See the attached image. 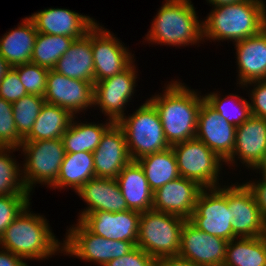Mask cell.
<instances>
[{"instance_id":"6da1fadb","label":"cell","mask_w":266,"mask_h":266,"mask_svg":"<svg viewBox=\"0 0 266 266\" xmlns=\"http://www.w3.org/2000/svg\"><path fill=\"white\" fill-rule=\"evenodd\" d=\"M165 88L164 94L148 100L158 111L166 140L173 146L196 137L198 112L205 99L177 81Z\"/></svg>"},{"instance_id":"7a4b0ae2","label":"cell","mask_w":266,"mask_h":266,"mask_svg":"<svg viewBox=\"0 0 266 266\" xmlns=\"http://www.w3.org/2000/svg\"><path fill=\"white\" fill-rule=\"evenodd\" d=\"M203 37L237 42L259 34L266 27V6L262 0L214 7L202 21Z\"/></svg>"},{"instance_id":"3957f363","label":"cell","mask_w":266,"mask_h":266,"mask_svg":"<svg viewBox=\"0 0 266 266\" xmlns=\"http://www.w3.org/2000/svg\"><path fill=\"white\" fill-rule=\"evenodd\" d=\"M29 205L5 229L0 238L2 249L26 260L47 259L57 251L62 252L63 243L53 235L47 219L31 213Z\"/></svg>"},{"instance_id":"277c9868","label":"cell","mask_w":266,"mask_h":266,"mask_svg":"<svg viewBox=\"0 0 266 266\" xmlns=\"http://www.w3.org/2000/svg\"><path fill=\"white\" fill-rule=\"evenodd\" d=\"M165 1L146 35L147 41L179 47L204 40L203 24L198 20L191 0Z\"/></svg>"},{"instance_id":"5b68a950","label":"cell","mask_w":266,"mask_h":266,"mask_svg":"<svg viewBox=\"0 0 266 266\" xmlns=\"http://www.w3.org/2000/svg\"><path fill=\"white\" fill-rule=\"evenodd\" d=\"M117 124L124 131L132 161L171 147L164 135L159 113L149 100Z\"/></svg>"},{"instance_id":"8992f818","label":"cell","mask_w":266,"mask_h":266,"mask_svg":"<svg viewBox=\"0 0 266 266\" xmlns=\"http://www.w3.org/2000/svg\"><path fill=\"white\" fill-rule=\"evenodd\" d=\"M186 220L154 209L142 212L136 246L155 259L178 256L181 230Z\"/></svg>"},{"instance_id":"52a82bcc","label":"cell","mask_w":266,"mask_h":266,"mask_svg":"<svg viewBox=\"0 0 266 266\" xmlns=\"http://www.w3.org/2000/svg\"><path fill=\"white\" fill-rule=\"evenodd\" d=\"M21 147L26 156L22 178L28 192L35 183L51 187L58 178L66 154L62 139L23 141Z\"/></svg>"},{"instance_id":"ba28073f","label":"cell","mask_w":266,"mask_h":266,"mask_svg":"<svg viewBox=\"0 0 266 266\" xmlns=\"http://www.w3.org/2000/svg\"><path fill=\"white\" fill-rule=\"evenodd\" d=\"M177 160L180 177L193 180L203 188L218 187L224 162L196 137L171 146Z\"/></svg>"},{"instance_id":"9c48e42d","label":"cell","mask_w":266,"mask_h":266,"mask_svg":"<svg viewBox=\"0 0 266 266\" xmlns=\"http://www.w3.org/2000/svg\"><path fill=\"white\" fill-rule=\"evenodd\" d=\"M62 251L85 261L104 266L110 260L122 257L136 245L130 241L111 240L90 232L79 220L69 228Z\"/></svg>"},{"instance_id":"30bf717a","label":"cell","mask_w":266,"mask_h":266,"mask_svg":"<svg viewBox=\"0 0 266 266\" xmlns=\"http://www.w3.org/2000/svg\"><path fill=\"white\" fill-rule=\"evenodd\" d=\"M188 220L207 234L227 241L237 238L231 226L233 215L228 209L225 185L224 188L221 186L206 188V190L203 188L197 198L195 210Z\"/></svg>"},{"instance_id":"8fae6325","label":"cell","mask_w":266,"mask_h":266,"mask_svg":"<svg viewBox=\"0 0 266 266\" xmlns=\"http://www.w3.org/2000/svg\"><path fill=\"white\" fill-rule=\"evenodd\" d=\"M96 23L91 28V47L94 61V83L120 74L134 61L119 39ZM133 56V57H132Z\"/></svg>"},{"instance_id":"7c38bea8","label":"cell","mask_w":266,"mask_h":266,"mask_svg":"<svg viewBox=\"0 0 266 266\" xmlns=\"http://www.w3.org/2000/svg\"><path fill=\"white\" fill-rule=\"evenodd\" d=\"M227 203L233 215V233L237 238L265 235L266 220L258 208L253 192L246 184L227 186Z\"/></svg>"},{"instance_id":"4fadbf2b","label":"cell","mask_w":266,"mask_h":266,"mask_svg":"<svg viewBox=\"0 0 266 266\" xmlns=\"http://www.w3.org/2000/svg\"><path fill=\"white\" fill-rule=\"evenodd\" d=\"M133 63L120 74L94 83V105H98L108 120L118 123L124 116L125 105L134 94L137 72Z\"/></svg>"},{"instance_id":"5bb4252c","label":"cell","mask_w":266,"mask_h":266,"mask_svg":"<svg viewBox=\"0 0 266 266\" xmlns=\"http://www.w3.org/2000/svg\"><path fill=\"white\" fill-rule=\"evenodd\" d=\"M228 241L195 227L188 219L181 230L179 257L197 266H223Z\"/></svg>"},{"instance_id":"9a60e30c","label":"cell","mask_w":266,"mask_h":266,"mask_svg":"<svg viewBox=\"0 0 266 266\" xmlns=\"http://www.w3.org/2000/svg\"><path fill=\"white\" fill-rule=\"evenodd\" d=\"M44 99L69 111L74 117L94 105V83L72 79L49 70Z\"/></svg>"},{"instance_id":"2e32d148","label":"cell","mask_w":266,"mask_h":266,"mask_svg":"<svg viewBox=\"0 0 266 266\" xmlns=\"http://www.w3.org/2000/svg\"><path fill=\"white\" fill-rule=\"evenodd\" d=\"M140 216L141 213L134 210L95 211L85 214L79 221L95 235L111 240L130 241L136 245Z\"/></svg>"},{"instance_id":"e0dca14e","label":"cell","mask_w":266,"mask_h":266,"mask_svg":"<svg viewBox=\"0 0 266 266\" xmlns=\"http://www.w3.org/2000/svg\"><path fill=\"white\" fill-rule=\"evenodd\" d=\"M235 137L236 126L229 124L204 100L198 112L196 138L225 161L232 154Z\"/></svg>"},{"instance_id":"ac0fdd59","label":"cell","mask_w":266,"mask_h":266,"mask_svg":"<svg viewBox=\"0 0 266 266\" xmlns=\"http://www.w3.org/2000/svg\"><path fill=\"white\" fill-rule=\"evenodd\" d=\"M95 177L116 179L132 159L129 155L123 129L113 123L102 135L93 151Z\"/></svg>"},{"instance_id":"d6986e66","label":"cell","mask_w":266,"mask_h":266,"mask_svg":"<svg viewBox=\"0 0 266 266\" xmlns=\"http://www.w3.org/2000/svg\"><path fill=\"white\" fill-rule=\"evenodd\" d=\"M202 189L197 182L179 177L154 192L152 209L189 219Z\"/></svg>"},{"instance_id":"ffe728a7","label":"cell","mask_w":266,"mask_h":266,"mask_svg":"<svg viewBox=\"0 0 266 266\" xmlns=\"http://www.w3.org/2000/svg\"><path fill=\"white\" fill-rule=\"evenodd\" d=\"M237 155L241 163L253 170L263 159L266 155V119L251 115L236 127L234 149L224 162L231 165Z\"/></svg>"},{"instance_id":"44dd1931","label":"cell","mask_w":266,"mask_h":266,"mask_svg":"<svg viewBox=\"0 0 266 266\" xmlns=\"http://www.w3.org/2000/svg\"><path fill=\"white\" fill-rule=\"evenodd\" d=\"M38 33L64 35L79 39L97 22L89 16L61 8H48L29 16Z\"/></svg>"},{"instance_id":"7402d4cb","label":"cell","mask_w":266,"mask_h":266,"mask_svg":"<svg viewBox=\"0 0 266 266\" xmlns=\"http://www.w3.org/2000/svg\"><path fill=\"white\" fill-rule=\"evenodd\" d=\"M76 193L88 204L77 220L95 211L123 212L129 210L118 181L113 178L94 177Z\"/></svg>"},{"instance_id":"603a6c76","label":"cell","mask_w":266,"mask_h":266,"mask_svg":"<svg viewBox=\"0 0 266 266\" xmlns=\"http://www.w3.org/2000/svg\"><path fill=\"white\" fill-rule=\"evenodd\" d=\"M238 80L247 82L266 79V27L257 35L235 42Z\"/></svg>"},{"instance_id":"cb8c5ba5","label":"cell","mask_w":266,"mask_h":266,"mask_svg":"<svg viewBox=\"0 0 266 266\" xmlns=\"http://www.w3.org/2000/svg\"><path fill=\"white\" fill-rule=\"evenodd\" d=\"M52 70L72 79L94 83L91 29L83 37L74 39L69 49L56 62Z\"/></svg>"},{"instance_id":"d4e9b609","label":"cell","mask_w":266,"mask_h":266,"mask_svg":"<svg viewBox=\"0 0 266 266\" xmlns=\"http://www.w3.org/2000/svg\"><path fill=\"white\" fill-rule=\"evenodd\" d=\"M116 180L129 210L142 213L152 209L154 192L150 189L144 170L137 161H131L126 165Z\"/></svg>"},{"instance_id":"484cf974","label":"cell","mask_w":266,"mask_h":266,"mask_svg":"<svg viewBox=\"0 0 266 266\" xmlns=\"http://www.w3.org/2000/svg\"><path fill=\"white\" fill-rule=\"evenodd\" d=\"M34 22L30 17L0 38V55L13 67L31 62L33 47L37 38Z\"/></svg>"},{"instance_id":"4316f807","label":"cell","mask_w":266,"mask_h":266,"mask_svg":"<svg viewBox=\"0 0 266 266\" xmlns=\"http://www.w3.org/2000/svg\"><path fill=\"white\" fill-rule=\"evenodd\" d=\"M95 177L94 159L91 152L66 153L60 166L58 178L51 188L71 187L75 193Z\"/></svg>"},{"instance_id":"83f0119b","label":"cell","mask_w":266,"mask_h":266,"mask_svg":"<svg viewBox=\"0 0 266 266\" xmlns=\"http://www.w3.org/2000/svg\"><path fill=\"white\" fill-rule=\"evenodd\" d=\"M73 115L60 106L45 102L24 141H39L62 138L69 128Z\"/></svg>"},{"instance_id":"f1b7e54d","label":"cell","mask_w":266,"mask_h":266,"mask_svg":"<svg viewBox=\"0 0 266 266\" xmlns=\"http://www.w3.org/2000/svg\"><path fill=\"white\" fill-rule=\"evenodd\" d=\"M143 168L150 189H157L180 177L175 153L172 147L136 160Z\"/></svg>"},{"instance_id":"f546056e","label":"cell","mask_w":266,"mask_h":266,"mask_svg":"<svg viewBox=\"0 0 266 266\" xmlns=\"http://www.w3.org/2000/svg\"><path fill=\"white\" fill-rule=\"evenodd\" d=\"M223 266H266L265 236L228 241Z\"/></svg>"},{"instance_id":"4dcf8cb0","label":"cell","mask_w":266,"mask_h":266,"mask_svg":"<svg viewBox=\"0 0 266 266\" xmlns=\"http://www.w3.org/2000/svg\"><path fill=\"white\" fill-rule=\"evenodd\" d=\"M74 117L69 128L62 135V141L66 153L91 152L98 147L104 132L113 124L108 121L105 124L77 123ZM73 122V123H72Z\"/></svg>"},{"instance_id":"1f68e13d","label":"cell","mask_w":266,"mask_h":266,"mask_svg":"<svg viewBox=\"0 0 266 266\" xmlns=\"http://www.w3.org/2000/svg\"><path fill=\"white\" fill-rule=\"evenodd\" d=\"M74 38L64 35L37 33L31 63L52 70L56 62L66 53Z\"/></svg>"},{"instance_id":"d6a6232c","label":"cell","mask_w":266,"mask_h":266,"mask_svg":"<svg viewBox=\"0 0 266 266\" xmlns=\"http://www.w3.org/2000/svg\"><path fill=\"white\" fill-rule=\"evenodd\" d=\"M204 99L229 124L236 127L242 125L251 116L250 102L236 94L221 98L218 93H210L205 95Z\"/></svg>"},{"instance_id":"836d02e7","label":"cell","mask_w":266,"mask_h":266,"mask_svg":"<svg viewBox=\"0 0 266 266\" xmlns=\"http://www.w3.org/2000/svg\"><path fill=\"white\" fill-rule=\"evenodd\" d=\"M15 149L19 150L0 147V196L30 194L24 185L22 173H20L22 169L9 154L12 152L11 150L15 151Z\"/></svg>"},{"instance_id":"e575fe53","label":"cell","mask_w":266,"mask_h":266,"mask_svg":"<svg viewBox=\"0 0 266 266\" xmlns=\"http://www.w3.org/2000/svg\"><path fill=\"white\" fill-rule=\"evenodd\" d=\"M43 96L27 94L12 103V112L18 134L24 139L32 130L43 105Z\"/></svg>"},{"instance_id":"d590c367","label":"cell","mask_w":266,"mask_h":266,"mask_svg":"<svg viewBox=\"0 0 266 266\" xmlns=\"http://www.w3.org/2000/svg\"><path fill=\"white\" fill-rule=\"evenodd\" d=\"M28 94L44 96L49 69L34 63L13 66Z\"/></svg>"},{"instance_id":"8d00e7d4","label":"cell","mask_w":266,"mask_h":266,"mask_svg":"<svg viewBox=\"0 0 266 266\" xmlns=\"http://www.w3.org/2000/svg\"><path fill=\"white\" fill-rule=\"evenodd\" d=\"M23 141L17 132L12 103L0 97V147L20 149Z\"/></svg>"},{"instance_id":"74e56055","label":"cell","mask_w":266,"mask_h":266,"mask_svg":"<svg viewBox=\"0 0 266 266\" xmlns=\"http://www.w3.org/2000/svg\"><path fill=\"white\" fill-rule=\"evenodd\" d=\"M30 194L0 196V238L5 229L30 204Z\"/></svg>"},{"instance_id":"f35d334b","label":"cell","mask_w":266,"mask_h":266,"mask_svg":"<svg viewBox=\"0 0 266 266\" xmlns=\"http://www.w3.org/2000/svg\"><path fill=\"white\" fill-rule=\"evenodd\" d=\"M27 94L17 71L12 67L0 81V97L7 102L14 103Z\"/></svg>"},{"instance_id":"ab89813d","label":"cell","mask_w":266,"mask_h":266,"mask_svg":"<svg viewBox=\"0 0 266 266\" xmlns=\"http://www.w3.org/2000/svg\"><path fill=\"white\" fill-rule=\"evenodd\" d=\"M104 266H156V259L136 246L128 254L112 259Z\"/></svg>"},{"instance_id":"60d3db41","label":"cell","mask_w":266,"mask_h":266,"mask_svg":"<svg viewBox=\"0 0 266 266\" xmlns=\"http://www.w3.org/2000/svg\"><path fill=\"white\" fill-rule=\"evenodd\" d=\"M247 84L255 85L250 93L251 115L266 119V79L247 82L244 87Z\"/></svg>"},{"instance_id":"b9f144b4","label":"cell","mask_w":266,"mask_h":266,"mask_svg":"<svg viewBox=\"0 0 266 266\" xmlns=\"http://www.w3.org/2000/svg\"><path fill=\"white\" fill-rule=\"evenodd\" d=\"M249 189L253 192V195L256 199L258 208L266 220V179H263L259 182H247L245 183Z\"/></svg>"},{"instance_id":"7bdbcfd3","label":"cell","mask_w":266,"mask_h":266,"mask_svg":"<svg viewBox=\"0 0 266 266\" xmlns=\"http://www.w3.org/2000/svg\"><path fill=\"white\" fill-rule=\"evenodd\" d=\"M21 257L1 248L0 266H28Z\"/></svg>"},{"instance_id":"ee69618b","label":"cell","mask_w":266,"mask_h":266,"mask_svg":"<svg viewBox=\"0 0 266 266\" xmlns=\"http://www.w3.org/2000/svg\"><path fill=\"white\" fill-rule=\"evenodd\" d=\"M156 266H197L179 256L162 257L156 259Z\"/></svg>"},{"instance_id":"f6af8a7d","label":"cell","mask_w":266,"mask_h":266,"mask_svg":"<svg viewBox=\"0 0 266 266\" xmlns=\"http://www.w3.org/2000/svg\"><path fill=\"white\" fill-rule=\"evenodd\" d=\"M11 68L12 66L0 55V81Z\"/></svg>"},{"instance_id":"bcb514c9","label":"cell","mask_w":266,"mask_h":266,"mask_svg":"<svg viewBox=\"0 0 266 266\" xmlns=\"http://www.w3.org/2000/svg\"><path fill=\"white\" fill-rule=\"evenodd\" d=\"M210 4H212L214 7L220 6V5H229L233 3L242 2L244 0H207Z\"/></svg>"},{"instance_id":"7dc6e473","label":"cell","mask_w":266,"mask_h":266,"mask_svg":"<svg viewBox=\"0 0 266 266\" xmlns=\"http://www.w3.org/2000/svg\"><path fill=\"white\" fill-rule=\"evenodd\" d=\"M256 170H260L261 173L263 174L262 178L266 179V155L263 157V159L256 165V167L254 168Z\"/></svg>"}]
</instances>
